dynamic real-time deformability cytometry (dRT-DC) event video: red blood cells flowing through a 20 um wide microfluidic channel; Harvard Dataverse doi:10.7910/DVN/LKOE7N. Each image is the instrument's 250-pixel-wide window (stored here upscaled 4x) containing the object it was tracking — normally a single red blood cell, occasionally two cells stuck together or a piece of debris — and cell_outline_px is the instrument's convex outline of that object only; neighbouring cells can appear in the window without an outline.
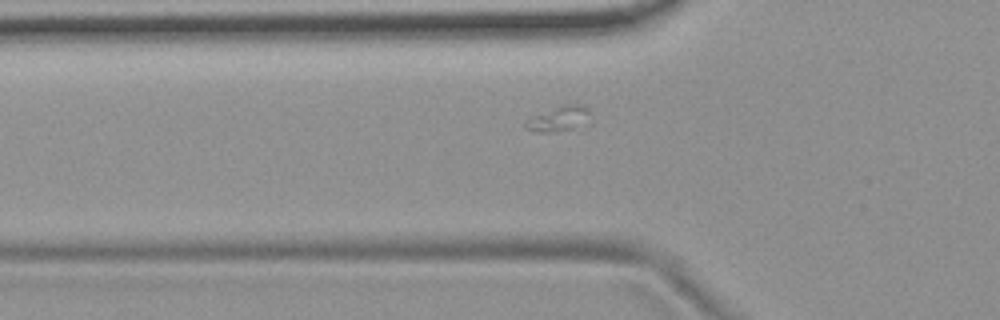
{"species": "common noctule bat (a hibernating species)", "species_latin": "Nyctalus noctula", "temperature_condition": "room temperature", "stored_images_in_passage": 3, "segment_of_instrument_passage": [2, 2], "camera_frame_rate_fps": 3000, "um_per_image_px": 0.085, "animal": {"sex": "female", "body_mass_g": 19.9}, "frame": {"image": 1, "passage_image": 3, "time_ms": 0.667, "image_size_px": [1000, 320], "cell_outline_px": [[592, 124], [580, 132], [540, 132], [524, 128], [524, 120], [564, 104], [580, 104], [588, 108]], "centroid_in_image_um": [47.67, 10.17], "position_along_channel_um": 78.1, "area_um2": 10.4}}